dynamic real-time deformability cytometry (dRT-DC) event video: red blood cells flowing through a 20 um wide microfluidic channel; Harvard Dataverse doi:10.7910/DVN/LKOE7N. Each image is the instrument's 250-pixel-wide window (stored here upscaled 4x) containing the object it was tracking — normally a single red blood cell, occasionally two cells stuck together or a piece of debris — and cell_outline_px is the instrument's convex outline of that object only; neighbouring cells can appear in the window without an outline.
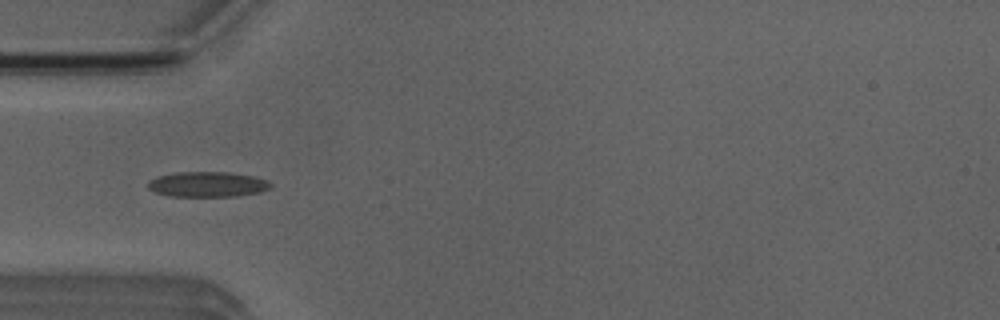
{"species": "Egyptian fruit bat (a non-hibernating species)", "species_latin": "Rousettus aegyptiacus", "temperature_condition": "room temperature", "stored_images_in_passage": 6, "camera_frame_rate_fps": 3000, "um_per_image_px": 0.085, "animal": {"sex": "male"}, "frame": {"image": 1, "passage_image": 4, "time_ms": 3.667, "image_size_px": [1000, 320], "cell_outline_px": [[272, 188], [260, 192], [236, 196], [168, 196], [156, 192], [148, 188], [148, 180], [156, 176], [176, 172], [228, 172], [252, 176], [268, 180], [272, 184]], "centroid_in_image_um": [17.64, 15.66], "position_along_channel_um": 67.4, "area_um2": 18.15}}